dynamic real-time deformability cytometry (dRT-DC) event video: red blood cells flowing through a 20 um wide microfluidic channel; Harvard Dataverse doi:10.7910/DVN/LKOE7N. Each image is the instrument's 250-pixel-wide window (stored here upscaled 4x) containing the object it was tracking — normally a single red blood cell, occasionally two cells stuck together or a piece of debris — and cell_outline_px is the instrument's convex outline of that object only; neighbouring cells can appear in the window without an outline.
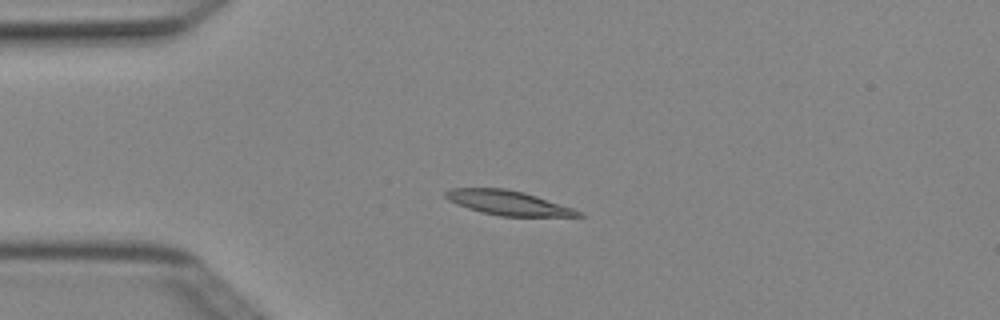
{"species": "Egyptian fruit bat (a non-hibernating species)", "species_latin": "Rousettus aegyptiacus", "temperature_condition": "cold", "stored_images_in_passage": 7, "camera_frame_rate_fps": 3000, "um_per_image_px": 0.085, "animal": {"sex": "female"}, "frame": {"image": 1, "passage_image": 4, "time_ms": 1.0, "image_size_px": [1000, 320], "cell_outline_px": [[584, 216], [500, 216], [480, 212], [456, 204], [448, 200], [444, 196], [444, 192], [452, 188], [504, 188], [524, 192], [572, 208], [580, 212]], "centroid_in_image_um": [43.11, 17.23], "position_along_channel_um": 41.9, "area_um2": 18.73}}
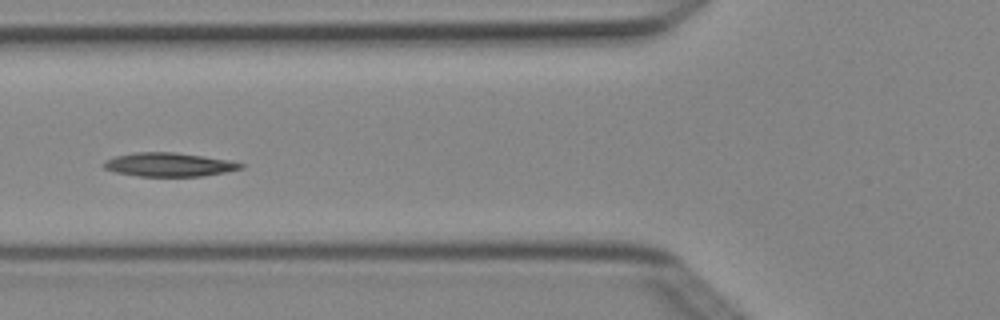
{"frame": {"image": 2, "passage_image": 6, "time_ms": 1.667, "image_size_px": [1000, 320], "cell_outline_px": [[244, 168], [204, 176], [140, 176], [116, 172], [104, 168], [100, 164], [104, 160], [116, 156], [132, 152], [176, 152], [228, 160], [244, 164]], "centroid_in_image_um": [14.32, 13.98], "position_along_channel_um": 111.5, "area_um2": 18.96}}
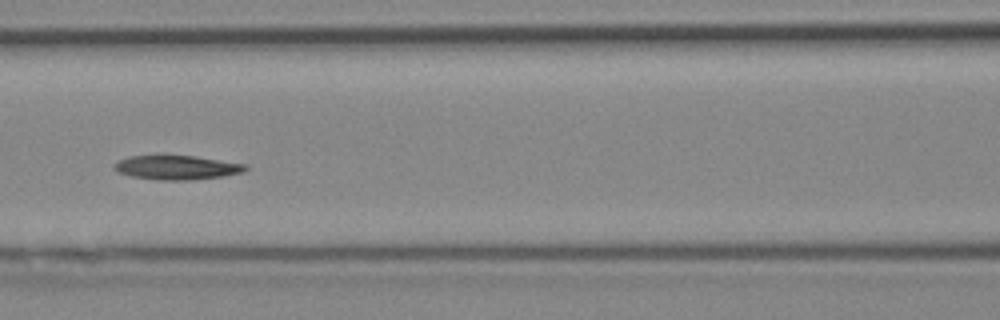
{"frame": {"image": 3, "passage_image": 7, "time_ms": 2.0, "image_size_px": [1000, 320], "cell_outline_px": [[248, 168], [244, 172], [224, 176], [192, 180], [160, 180], [132, 176], [116, 172], [112, 168], [112, 164], [128, 156], [192, 156], [248, 164]], "centroid_in_image_um": [15.03, 14.24], "position_along_channel_um": 151.6, "area_um2": 18.5}}